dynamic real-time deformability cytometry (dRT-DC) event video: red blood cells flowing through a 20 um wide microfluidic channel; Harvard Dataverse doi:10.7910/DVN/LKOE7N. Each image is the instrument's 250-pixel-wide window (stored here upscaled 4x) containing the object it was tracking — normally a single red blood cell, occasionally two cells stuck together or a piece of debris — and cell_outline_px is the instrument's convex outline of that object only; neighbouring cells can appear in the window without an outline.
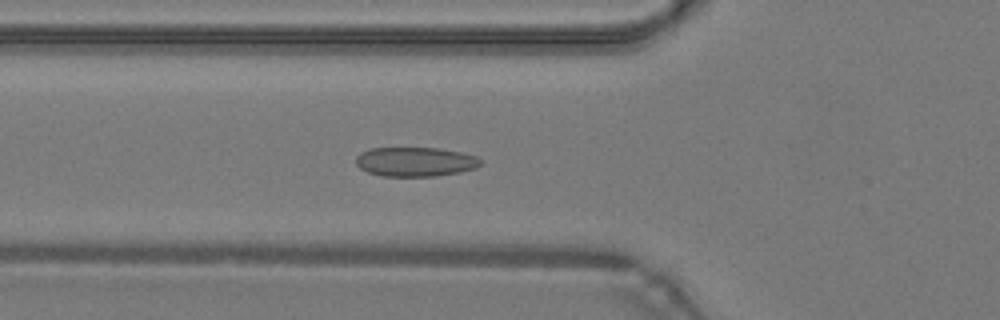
{"species": "common noctule bat (a hibernating species)", "species_latin": "Nyctalus noctula", "temperature_condition": "warm", "stored_images_in_passage": 36, "camera_frame_rate_fps": 3000, "um_per_image_px": 0.085, "animal": {"sex": "male", "body_mass_g": 19.2, "forearm_length_mm": 51.8}, "frame": {"image": 1, "passage_image": 5, "time_ms": 1.333, "image_size_px": [1000, 320], "cell_outline_px": [[480, 164], [476, 168], [460, 172], [436, 176], [380, 176], [368, 172], [360, 168], [356, 164], [356, 156], [360, 152], [368, 148], [440, 148], [460, 152], [476, 156], [480, 160]], "centroid_in_image_um": [35.27, 13.75], "position_along_channel_um": 90.5, "area_um2": 21.39}}
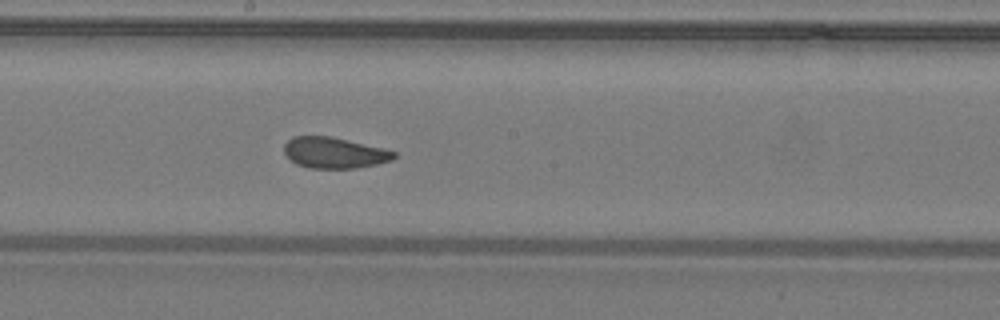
{"frame": {"image": 2, "passage_image": 14, "time_ms": 4.333, "image_size_px": [1000, 320], "cell_outline_px": [[396, 156], [392, 160], [376, 164], [356, 168], [308, 168], [296, 164], [284, 152], [284, 144], [292, 136], [332, 136], [384, 148], [396, 152]], "centroid_in_image_um": [28.42, 12.98], "position_along_channel_um": 219.8, "area_um2": 19.88}}
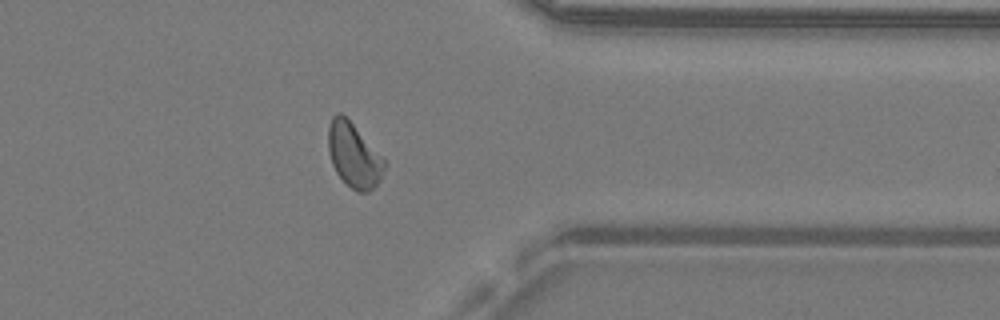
{"frame": {"image": 3, "passage_image": 26, "time_ms": 8.333, "image_size_px": [1000, 320], "cell_outline_px": [[384, 168], [380, 180], [368, 192], [356, 192], [336, 172], [332, 164], [328, 152], [328, 128], [332, 116], [336, 112], [340, 112], [352, 124], [384, 160]], "centroid_in_image_um": [30.03, 13.2], "position_along_channel_um": 381.4, "area_um2": 20.4}, "authors_computed_cell_mechanics": {"area_um2": 20.5479, "velocity_mm_per_s": 4.2889, "shape_relaxation_time_tau1_ms": 9.4274, "shape_relaxation_time_tau2_ms": 1.113, "deformation_change_tau1": 0.1887, "deformation_change_tau2": 0.056}}